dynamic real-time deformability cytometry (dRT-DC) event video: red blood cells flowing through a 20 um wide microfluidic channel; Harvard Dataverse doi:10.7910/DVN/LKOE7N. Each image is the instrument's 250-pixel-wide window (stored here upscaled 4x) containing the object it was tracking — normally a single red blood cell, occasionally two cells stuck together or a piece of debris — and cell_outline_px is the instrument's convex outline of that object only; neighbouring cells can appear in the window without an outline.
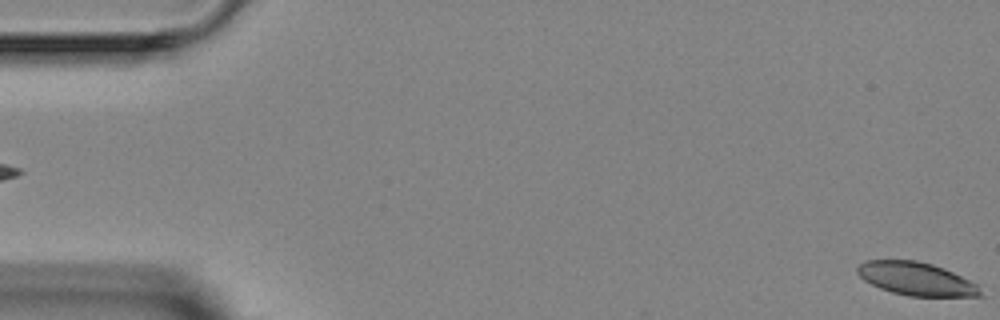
{"species": "Egyptian fruit bat (a non-hibernating species)", "species_latin": "Rousettus aegyptiacus", "temperature_condition": "room temperature", "stored_images_in_passage": 3, "segment_of_instrument_passage": [2, 2], "camera_frame_rate_fps": 3000, "um_per_image_px": 0.085, "animal": {"sex": "female"}, "frame": {"image": 1, "passage_image": 3, "time_ms": 4.0, "image_size_px": [1000, 320], "cell_outline_px": [[984, 296], [908, 296], [892, 292], [880, 288], [864, 280], [856, 272], [856, 268], [864, 260], [916, 260], [932, 264], [944, 268], [980, 284]], "centroid_in_image_um": [77.93, 23.7], "position_along_channel_um": 7.1, "area_um2": 23.99}}